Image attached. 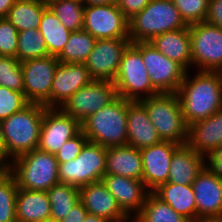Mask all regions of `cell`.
<instances>
[{"mask_svg": "<svg viewBox=\"0 0 222 222\" xmlns=\"http://www.w3.org/2000/svg\"><path fill=\"white\" fill-rule=\"evenodd\" d=\"M189 72L176 91L187 126L222 109V72Z\"/></svg>", "mask_w": 222, "mask_h": 222, "instance_id": "obj_1", "label": "cell"}, {"mask_svg": "<svg viewBox=\"0 0 222 222\" xmlns=\"http://www.w3.org/2000/svg\"><path fill=\"white\" fill-rule=\"evenodd\" d=\"M128 101L118 96L81 123V131L89 142L106 148L127 145Z\"/></svg>", "mask_w": 222, "mask_h": 222, "instance_id": "obj_2", "label": "cell"}, {"mask_svg": "<svg viewBox=\"0 0 222 222\" xmlns=\"http://www.w3.org/2000/svg\"><path fill=\"white\" fill-rule=\"evenodd\" d=\"M45 109L43 104L29 103L22 110L0 122L7 153L12 160L38 149Z\"/></svg>", "mask_w": 222, "mask_h": 222, "instance_id": "obj_3", "label": "cell"}, {"mask_svg": "<svg viewBox=\"0 0 222 222\" xmlns=\"http://www.w3.org/2000/svg\"><path fill=\"white\" fill-rule=\"evenodd\" d=\"M132 44L149 42L162 33L186 28L172 0H150L148 5L128 20Z\"/></svg>", "mask_w": 222, "mask_h": 222, "instance_id": "obj_4", "label": "cell"}, {"mask_svg": "<svg viewBox=\"0 0 222 222\" xmlns=\"http://www.w3.org/2000/svg\"><path fill=\"white\" fill-rule=\"evenodd\" d=\"M9 172L17 187L25 190L48 191L59 183L55 154L34 149L12 160Z\"/></svg>", "mask_w": 222, "mask_h": 222, "instance_id": "obj_5", "label": "cell"}, {"mask_svg": "<svg viewBox=\"0 0 222 222\" xmlns=\"http://www.w3.org/2000/svg\"><path fill=\"white\" fill-rule=\"evenodd\" d=\"M162 141L187 144L188 126L176 93H158L139 101Z\"/></svg>", "mask_w": 222, "mask_h": 222, "instance_id": "obj_6", "label": "cell"}, {"mask_svg": "<svg viewBox=\"0 0 222 222\" xmlns=\"http://www.w3.org/2000/svg\"><path fill=\"white\" fill-rule=\"evenodd\" d=\"M117 94L128 101H140L159 92L152 86L141 52L131 43L124 51L113 81Z\"/></svg>", "mask_w": 222, "mask_h": 222, "instance_id": "obj_7", "label": "cell"}, {"mask_svg": "<svg viewBox=\"0 0 222 222\" xmlns=\"http://www.w3.org/2000/svg\"><path fill=\"white\" fill-rule=\"evenodd\" d=\"M106 153V147L88 141L75 159L58 164L59 183L81 188L101 181L106 170Z\"/></svg>", "mask_w": 222, "mask_h": 222, "instance_id": "obj_8", "label": "cell"}, {"mask_svg": "<svg viewBox=\"0 0 222 222\" xmlns=\"http://www.w3.org/2000/svg\"><path fill=\"white\" fill-rule=\"evenodd\" d=\"M188 27L192 55L191 70L222 72V29L206 21Z\"/></svg>", "mask_w": 222, "mask_h": 222, "instance_id": "obj_9", "label": "cell"}, {"mask_svg": "<svg viewBox=\"0 0 222 222\" xmlns=\"http://www.w3.org/2000/svg\"><path fill=\"white\" fill-rule=\"evenodd\" d=\"M142 55L152 86L159 93H176L187 70L174 60H170L149 42L133 44Z\"/></svg>", "mask_w": 222, "mask_h": 222, "instance_id": "obj_10", "label": "cell"}, {"mask_svg": "<svg viewBox=\"0 0 222 222\" xmlns=\"http://www.w3.org/2000/svg\"><path fill=\"white\" fill-rule=\"evenodd\" d=\"M118 97L113 81L93 80L75 92L60 109L80 124Z\"/></svg>", "mask_w": 222, "mask_h": 222, "instance_id": "obj_11", "label": "cell"}, {"mask_svg": "<svg viewBox=\"0 0 222 222\" xmlns=\"http://www.w3.org/2000/svg\"><path fill=\"white\" fill-rule=\"evenodd\" d=\"M83 29L97 39L129 37L128 19L117 6H85Z\"/></svg>", "mask_w": 222, "mask_h": 222, "instance_id": "obj_12", "label": "cell"}, {"mask_svg": "<svg viewBox=\"0 0 222 222\" xmlns=\"http://www.w3.org/2000/svg\"><path fill=\"white\" fill-rule=\"evenodd\" d=\"M130 44L129 37L97 39L85 62L90 76L94 80L114 81L123 53Z\"/></svg>", "mask_w": 222, "mask_h": 222, "instance_id": "obj_13", "label": "cell"}, {"mask_svg": "<svg viewBox=\"0 0 222 222\" xmlns=\"http://www.w3.org/2000/svg\"><path fill=\"white\" fill-rule=\"evenodd\" d=\"M59 60L45 56L21 62L24 95L30 103L44 104L51 97V87Z\"/></svg>", "mask_w": 222, "mask_h": 222, "instance_id": "obj_14", "label": "cell"}, {"mask_svg": "<svg viewBox=\"0 0 222 222\" xmlns=\"http://www.w3.org/2000/svg\"><path fill=\"white\" fill-rule=\"evenodd\" d=\"M81 131V124L60 108H46L42 119L38 149L55 154Z\"/></svg>", "mask_w": 222, "mask_h": 222, "instance_id": "obj_15", "label": "cell"}, {"mask_svg": "<svg viewBox=\"0 0 222 222\" xmlns=\"http://www.w3.org/2000/svg\"><path fill=\"white\" fill-rule=\"evenodd\" d=\"M85 63L59 62L51 87V97L43 104L46 108H60L80 88L90 84Z\"/></svg>", "mask_w": 222, "mask_h": 222, "instance_id": "obj_16", "label": "cell"}, {"mask_svg": "<svg viewBox=\"0 0 222 222\" xmlns=\"http://www.w3.org/2000/svg\"><path fill=\"white\" fill-rule=\"evenodd\" d=\"M178 146L179 144L171 141H161L140 149L143 166L142 181L150 192L168 182L171 158Z\"/></svg>", "mask_w": 222, "mask_h": 222, "instance_id": "obj_17", "label": "cell"}, {"mask_svg": "<svg viewBox=\"0 0 222 222\" xmlns=\"http://www.w3.org/2000/svg\"><path fill=\"white\" fill-rule=\"evenodd\" d=\"M198 219H222V177L204 167L192 183Z\"/></svg>", "mask_w": 222, "mask_h": 222, "instance_id": "obj_18", "label": "cell"}, {"mask_svg": "<svg viewBox=\"0 0 222 222\" xmlns=\"http://www.w3.org/2000/svg\"><path fill=\"white\" fill-rule=\"evenodd\" d=\"M102 181L126 216H137L140 213L150 193L142 180L104 174Z\"/></svg>", "mask_w": 222, "mask_h": 222, "instance_id": "obj_19", "label": "cell"}, {"mask_svg": "<svg viewBox=\"0 0 222 222\" xmlns=\"http://www.w3.org/2000/svg\"><path fill=\"white\" fill-rule=\"evenodd\" d=\"M79 195L80 201L90 214L110 222H116L126 217L102 180L79 188Z\"/></svg>", "mask_w": 222, "mask_h": 222, "instance_id": "obj_20", "label": "cell"}, {"mask_svg": "<svg viewBox=\"0 0 222 222\" xmlns=\"http://www.w3.org/2000/svg\"><path fill=\"white\" fill-rule=\"evenodd\" d=\"M187 144L205 157L222 145V109L189 125Z\"/></svg>", "mask_w": 222, "mask_h": 222, "instance_id": "obj_21", "label": "cell"}, {"mask_svg": "<svg viewBox=\"0 0 222 222\" xmlns=\"http://www.w3.org/2000/svg\"><path fill=\"white\" fill-rule=\"evenodd\" d=\"M161 141L145 107L138 101H132L127 112V144L142 149Z\"/></svg>", "mask_w": 222, "mask_h": 222, "instance_id": "obj_22", "label": "cell"}, {"mask_svg": "<svg viewBox=\"0 0 222 222\" xmlns=\"http://www.w3.org/2000/svg\"><path fill=\"white\" fill-rule=\"evenodd\" d=\"M205 166V156L188 144L179 145L171 158L168 182L191 185Z\"/></svg>", "mask_w": 222, "mask_h": 222, "instance_id": "obj_23", "label": "cell"}, {"mask_svg": "<svg viewBox=\"0 0 222 222\" xmlns=\"http://www.w3.org/2000/svg\"><path fill=\"white\" fill-rule=\"evenodd\" d=\"M149 43L165 57L178 62L187 71H190L192 55L188 26L155 36Z\"/></svg>", "mask_w": 222, "mask_h": 222, "instance_id": "obj_24", "label": "cell"}, {"mask_svg": "<svg viewBox=\"0 0 222 222\" xmlns=\"http://www.w3.org/2000/svg\"><path fill=\"white\" fill-rule=\"evenodd\" d=\"M105 174L142 180V155L140 149L131 145L108 147Z\"/></svg>", "mask_w": 222, "mask_h": 222, "instance_id": "obj_25", "label": "cell"}, {"mask_svg": "<svg viewBox=\"0 0 222 222\" xmlns=\"http://www.w3.org/2000/svg\"><path fill=\"white\" fill-rule=\"evenodd\" d=\"M153 193L191 222L197 220V208L192 184L180 185L167 182L161 184Z\"/></svg>", "mask_w": 222, "mask_h": 222, "instance_id": "obj_26", "label": "cell"}, {"mask_svg": "<svg viewBox=\"0 0 222 222\" xmlns=\"http://www.w3.org/2000/svg\"><path fill=\"white\" fill-rule=\"evenodd\" d=\"M51 205L44 191L18 188L16 196V217L18 222H41L51 218Z\"/></svg>", "mask_w": 222, "mask_h": 222, "instance_id": "obj_27", "label": "cell"}, {"mask_svg": "<svg viewBox=\"0 0 222 222\" xmlns=\"http://www.w3.org/2000/svg\"><path fill=\"white\" fill-rule=\"evenodd\" d=\"M38 30L43 35L49 55L55 57L63 51L71 34L48 6L43 11Z\"/></svg>", "mask_w": 222, "mask_h": 222, "instance_id": "obj_28", "label": "cell"}, {"mask_svg": "<svg viewBox=\"0 0 222 222\" xmlns=\"http://www.w3.org/2000/svg\"><path fill=\"white\" fill-rule=\"evenodd\" d=\"M46 4L37 0H17L10 8L6 17L17 29L22 32L27 29L38 30Z\"/></svg>", "mask_w": 222, "mask_h": 222, "instance_id": "obj_29", "label": "cell"}, {"mask_svg": "<svg viewBox=\"0 0 222 222\" xmlns=\"http://www.w3.org/2000/svg\"><path fill=\"white\" fill-rule=\"evenodd\" d=\"M95 42L96 39L84 29L73 31L57 59L62 63H85Z\"/></svg>", "mask_w": 222, "mask_h": 222, "instance_id": "obj_30", "label": "cell"}, {"mask_svg": "<svg viewBox=\"0 0 222 222\" xmlns=\"http://www.w3.org/2000/svg\"><path fill=\"white\" fill-rule=\"evenodd\" d=\"M51 205V218L63 221L64 217L80 201L79 188L57 183L46 191Z\"/></svg>", "mask_w": 222, "mask_h": 222, "instance_id": "obj_31", "label": "cell"}, {"mask_svg": "<svg viewBox=\"0 0 222 222\" xmlns=\"http://www.w3.org/2000/svg\"><path fill=\"white\" fill-rule=\"evenodd\" d=\"M141 222H191L185 216L177 213L170 205L163 202L153 192H150L137 215Z\"/></svg>", "mask_w": 222, "mask_h": 222, "instance_id": "obj_32", "label": "cell"}, {"mask_svg": "<svg viewBox=\"0 0 222 222\" xmlns=\"http://www.w3.org/2000/svg\"><path fill=\"white\" fill-rule=\"evenodd\" d=\"M47 6L71 32L83 29L84 4L74 0H54Z\"/></svg>", "mask_w": 222, "mask_h": 222, "instance_id": "obj_33", "label": "cell"}, {"mask_svg": "<svg viewBox=\"0 0 222 222\" xmlns=\"http://www.w3.org/2000/svg\"><path fill=\"white\" fill-rule=\"evenodd\" d=\"M48 55V48L39 30L27 29L18 33L16 59L19 62Z\"/></svg>", "mask_w": 222, "mask_h": 222, "instance_id": "obj_34", "label": "cell"}, {"mask_svg": "<svg viewBox=\"0 0 222 222\" xmlns=\"http://www.w3.org/2000/svg\"><path fill=\"white\" fill-rule=\"evenodd\" d=\"M17 183L9 171H0V222H18L16 217Z\"/></svg>", "mask_w": 222, "mask_h": 222, "instance_id": "obj_35", "label": "cell"}, {"mask_svg": "<svg viewBox=\"0 0 222 222\" xmlns=\"http://www.w3.org/2000/svg\"><path fill=\"white\" fill-rule=\"evenodd\" d=\"M0 86L24 92L21 62L15 57L0 56Z\"/></svg>", "mask_w": 222, "mask_h": 222, "instance_id": "obj_36", "label": "cell"}, {"mask_svg": "<svg viewBox=\"0 0 222 222\" xmlns=\"http://www.w3.org/2000/svg\"><path fill=\"white\" fill-rule=\"evenodd\" d=\"M187 25L204 22L209 0H172Z\"/></svg>", "mask_w": 222, "mask_h": 222, "instance_id": "obj_37", "label": "cell"}, {"mask_svg": "<svg viewBox=\"0 0 222 222\" xmlns=\"http://www.w3.org/2000/svg\"><path fill=\"white\" fill-rule=\"evenodd\" d=\"M29 103L24 92L0 86V122L22 110Z\"/></svg>", "mask_w": 222, "mask_h": 222, "instance_id": "obj_38", "label": "cell"}, {"mask_svg": "<svg viewBox=\"0 0 222 222\" xmlns=\"http://www.w3.org/2000/svg\"><path fill=\"white\" fill-rule=\"evenodd\" d=\"M18 31L7 19L0 18V56H17Z\"/></svg>", "mask_w": 222, "mask_h": 222, "instance_id": "obj_39", "label": "cell"}, {"mask_svg": "<svg viewBox=\"0 0 222 222\" xmlns=\"http://www.w3.org/2000/svg\"><path fill=\"white\" fill-rule=\"evenodd\" d=\"M88 142L86 135L80 131L70 140H67L55 153L58 164L75 159L80 153L84 145Z\"/></svg>", "mask_w": 222, "mask_h": 222, "instance_id": "obj_40", "label": "cell"}, {"mask_svg": "<svg viewBox=\"0 0 222 222\" xmlns=\"http://www.w3.org/2000/svg\"><path fill=\"white\" fill-rule=\"evenodd\" d=\"M150 0H117V6L129 20L135 14L141 12Z\"/></svg>", "mask_w": 222, "mask_h": 222, "instance_id": "obj_41", "label": "cell"}, {"mask_svg": "<svg viewBox=\"0 0 222 222\" xmlns=\"http://www.w3.org/2000/svg\"><path fill=\"white\" fill-rule=\"evenodd\" d=\"M205 21L222 29V0H209Z\"/></svg>", "mask_w": 222, "mask_h": 222, "instance_id": "obj_42", "label": "cell"}, {"mask_svg": "<svg viewBox=\"0 0 222 222\" xmlns=\"http://www.w3.org/2000/svg\"><path fill=\"white\" fill-rule=\"evenodd\" d=\"M206 167L216 176L222 177V145L206 157Z\"/></svg>", "mask_w": 222, "mask_h": 222, "instance_id": "obj_43", "label": "cell"}, {"mask_svg": "<svg viewBox=\"0 0 222 222\" xmlns=\"http://www.w3.org/2000/svg\"><path fill=\"white\" fill-rule=\"evenodd\" d=\"M88 212L83 206L82 202L79 201L69 213L64 217L62 222H83Z\"/></svg>", "mask_w": 222, "mask_h": 222, "instance_id": "obj_44", "label": "cell"}, {"mask_svg": "<svg viewBox=\"0 0 222 222\" xmlns=\"http://www.w3.org/2000/svg\"><path fill=\"white\" fill-rule=\"evenodd\" d=\"M11 164H12V159L9 157L7 153L3 130L0 125V171H9Z\"/></svg>", "mask_w": 222, "mask_h": 222, "instance_id": "obj_45", "label": "cell"}, {"mask_svg": "<svg viewBox=\"0 0 222 222\" xmlns=\"http://www.w3.org/2000/svg\"><path fill=\"white\" fill-rule=\"evenodd\" d=\"M16 1L17 0H0V18H6L8 16L10 8Z\"/></svg>", "mask_w": 222, "mask_h": 222, "instance_id": "obj_46", "label": "cell"}, {"mask_svg": "<svg viewBox=\"0 0 222 222\" xmlns=\"http://www.w3.org/2000/svg\"><path fill=\"white\" fill-rule=\"evenodd\" d=\"M117 0H85V6H96V5H109L116 3Z\"/></svg>", "mask_w": 222, "mask_h": 222, "instance_id": "obj_47", "label": "cell"}, {"mask_svg": "<svg viewBox=\"0 0 222 222\" xmlns=\"http://www.w3.org/2000/svg\"><path fill=\"white\" fill-rule=\"evenodd\" d=\"M83 222H110L104 218L88 213Z\"/></svg>", "mask_w": 222, "mask_h": 222, "instance_id": "obj_48", "label": "cell"}, {"mask_svg": "<svg viewBox=\"0 0 222 222\" xmlns=\"http://www.w3.org/2000/svg\"><path fill=\"white\" fill-rule=\"evenodd\" d=\"M116 222H141L137 216H126L124 219Z\"/></svg>", "mask_w": 222, "mask_h": 222, "instance_id": "obj_49", "label": "cell"}, {"mask_svg": "<svg viewBox=\"0 0 222 222\" xmlns=\"http://www.w3.org/2000/svg\"><path fill=\"white\" fill-rule=\"evenodd\" d=\"M193 222H222V219H198Z\"/></svg>", "mask_w": 222, "mask_h": 222, "instance_id": "obj_50", "label": "cell"}, {"mask_svg": "<svg viewBox=\"0 0 222 222\" xmlns=\"http://www.w3.org/2000/svg\"><path fill=\"white\" fill-rule=\"evenodd\" d=\"M41 222H62V221H59V220H56V219H53V218H47V219H44Z\"/></svg>", "mask_w": 222, "mask_h": 222, "instance_id": "obj_51", "label": "cell"}, {"mask_svg": "<svg viewBox=\"0 0 222 222\" xmlns=\"http://www.w3.org/2000/svg\"><path fill=\"white\" fill-rule=\"evenodd\" d=\"M37 1L48 5L49 3H51L54 0H37Z\"/></svg>", "mask_w": 222, "mask_h": 222, "instance_id": "obj_52", "label": "cell"}, {"mask_svg": "<svg viewBox=\"0 0 222 222\" xmlns=\"http://www.w3.org/2000/svg\"><path fill=\"white\" fill-rule=\"evenodd\" d=\"M74 1H77V2H80V3L84 4L85 0H74Z\"/></svg>", "mask_w": 222, "mask_h": 222, "instance_id": "obj_53", "label": "cell"}]
</instances>
